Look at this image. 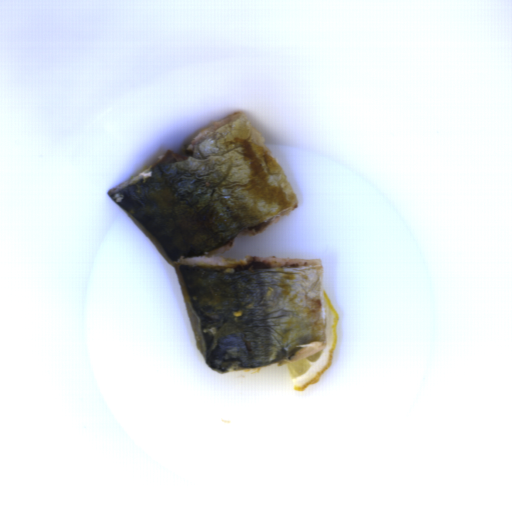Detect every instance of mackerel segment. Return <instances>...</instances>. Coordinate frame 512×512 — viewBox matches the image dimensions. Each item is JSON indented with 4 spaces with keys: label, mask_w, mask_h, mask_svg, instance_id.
<instances>
[{
    "label": "mackerel segment",
    "mask_w": 512,
    "mask_h": 512,
    "mask_svg": "<svg viewBox=\"0 0 512 512\" xmlns=\"http://www.w3.org/2000/svg\"><path fill=\"white\" fill-rule=\"evenodd\" d=\"M107 191L177 267L197 317L207 367L255 370L300 362L326 344L318 258L215 256L298 208L282 164L242 112Z\"/></svg>",
    "instance_id": "mackerel-segment-1"
}]
</instances>
